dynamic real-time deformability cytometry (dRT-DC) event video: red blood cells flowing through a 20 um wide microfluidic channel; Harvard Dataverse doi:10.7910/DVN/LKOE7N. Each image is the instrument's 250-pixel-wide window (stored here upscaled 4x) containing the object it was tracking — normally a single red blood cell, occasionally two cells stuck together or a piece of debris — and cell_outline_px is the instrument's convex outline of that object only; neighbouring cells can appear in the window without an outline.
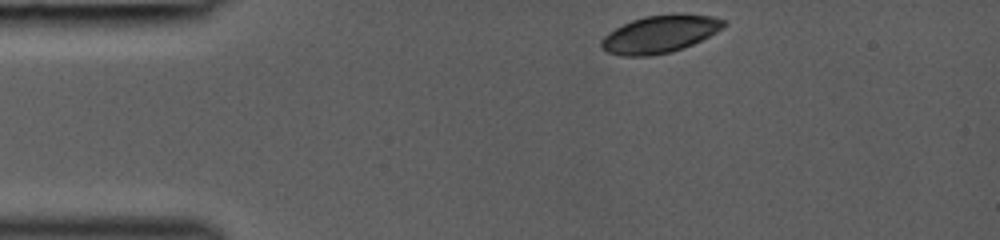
{"species": "common noctule bat (a hibernating species)", "species_latin": "Nyctalus noctula", "temperature_condition": "room temperature", "stored_images_in_passage": 34, "camera_frame_rate_fps": 3000, "um_per_image_px": 0.085, "animal": {"sex": "female", "body_mass_g": 19.0, "forearm_length_mm": 53.3}, "frame": {"image": 1, "passage_image": 1, "time_ms": 0.0, "image_size_px": [1000, 240], "cell_outline_px": [[728, 24], [724, 28], [692, 44], [672, 52], [652, 56], [624, 56], [608, 52], [600, 48], [600, 40], [604, 36], [616, 28], [632, 20], [644, 16], [676, 12], [680, 12], [712, 16], [728, 20]], "centroid_in_image_um": [56.13, 2.87], "position_along_channel_um": 28.9, "area_um2": 27.17}}
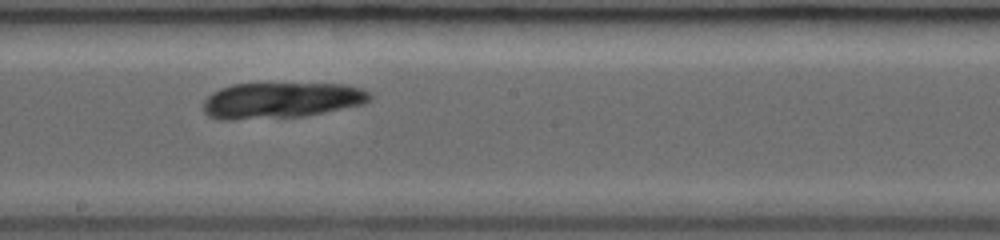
{"frame": {"image": 2, "passage_image": 18, "time_ms": 5.667, "image_size_px": [1000, 240], "cell_outline_px": [[372, 100], [364, 104], [308, 116], [232, 120], [220, 120], [208, 116], [204, 112], [204, 100], [212, 92], [220, 88], [232, 84], [344, 84], [360, 88], [372, 92]], "centroid_in_image_um": [23.92, 8.54], "position_along_channel_um": 224.3, "area_um2": 35.2}}
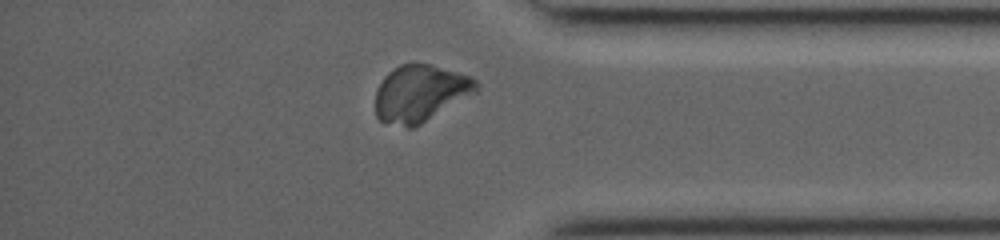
{"frame": {"image": 3, "passage_image": 30, "time_ms": 9.667, "image_size_px": [1000, 240], "cell_outline_px": [[480, 88], [476, 92], [420, 124], [412, 128], [408, 128], [380, 120], [376, 116], [376, 88], [384, 76], [388, 72], [400, 64], [412, 60], [428, 64], [472, 76], [480, 84]], "centroid_in_image_um": [35.72, 7.89], "position_along_channel_um": 399.5, "area_um2": 33.58}}